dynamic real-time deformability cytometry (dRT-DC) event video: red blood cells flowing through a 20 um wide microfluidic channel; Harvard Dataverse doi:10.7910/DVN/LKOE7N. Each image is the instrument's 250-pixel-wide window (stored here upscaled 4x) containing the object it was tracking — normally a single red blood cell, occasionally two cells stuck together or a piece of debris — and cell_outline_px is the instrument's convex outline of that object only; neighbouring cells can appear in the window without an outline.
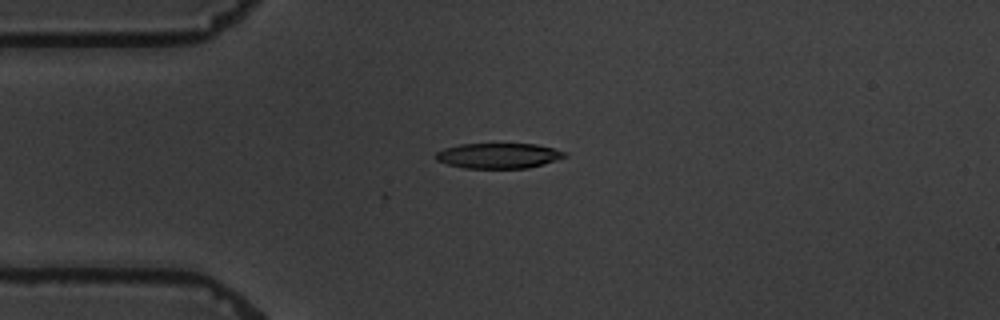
{"species": "common noctule bat (a hibernating species)", "species_latin": "Nyctalus noctula", "temperature_condition": "warm", "stored_images_in_passage": 3, "camera_frame_rate_fps": 3000, "um_per_image_px": 0.085, "animal": {"sex": "male", "body_mass_g": 19.5, "forearm_length_mm": 54.6}, "frame": {"image": 1, "passage_image": 1, "time_ms": 0.0, "image_size_px": [1000, 320], "cell_outline_px": [[568, 156], [544, 164], [528, 168], [464, 168], [448, 164], [436, 160], [436, 152], [444, 148], [460, 144], [536, 144], [552, 148], [564, 152]], "centroid_in_image_um": [42.36, 13.24], "position_along_channel_um": 42.6, "area_um2": 18.9}}
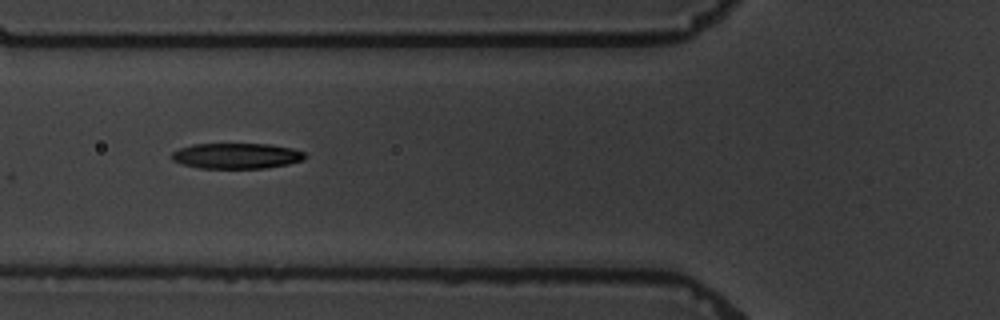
{"frame": {"image": 2, "passage_image": 3, "time_ms": 2.333, "image_size_px": [1000, 320], "cell_outline_px": [[308, 156], [304, 160], [288, 164], [264, 168], [200, 168], [184, 164], [172, 160], [172, 152], [180, 148], [192, 144], [272, 144], [292, 148], [304, 152]], "centroid_in_image_um": [20.15, 13.24], "position_along_channel_um": 105.7, "area_um2": 19.88}}